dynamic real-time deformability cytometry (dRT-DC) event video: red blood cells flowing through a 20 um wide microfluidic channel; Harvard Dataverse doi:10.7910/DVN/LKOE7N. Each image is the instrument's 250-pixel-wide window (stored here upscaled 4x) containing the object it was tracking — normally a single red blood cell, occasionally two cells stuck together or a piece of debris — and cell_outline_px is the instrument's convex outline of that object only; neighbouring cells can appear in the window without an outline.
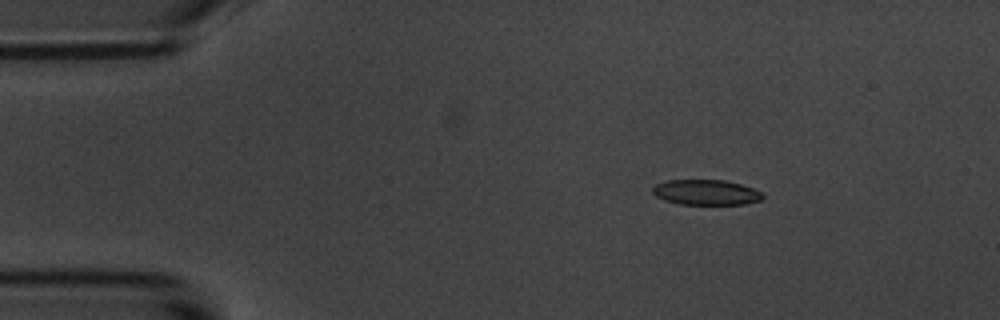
{"species": "common noctule bat (a hibernating species)", "species_latin": "Nyctalus noctula", "temperature_condition": "room temperature", "stored_images_in_passage": 48, "camera_frame_rate_fps": 3000, "um_per_image_px": 0.085, "animal": {"sex": "male", "body_mass_g": 20.1, "forearm_length_mm": 53.5}, "frame": {"image": 1, "passage_image": 1, "time_ms": 0.0, "image_size_px": [1000, 320], "cell_outline_px": [[764, 196], [760, 200], [744, 204], [680, 204], [664, 200], [656, 196], [652, 192], [652, 184], [664, 180], [724, 180], [740, 184], [752, 188], [760, 192]], "centroid_in_image_um": [59.94, 16.34], "position_along_channel_um": 25.1, "area_um2": 16.24}}
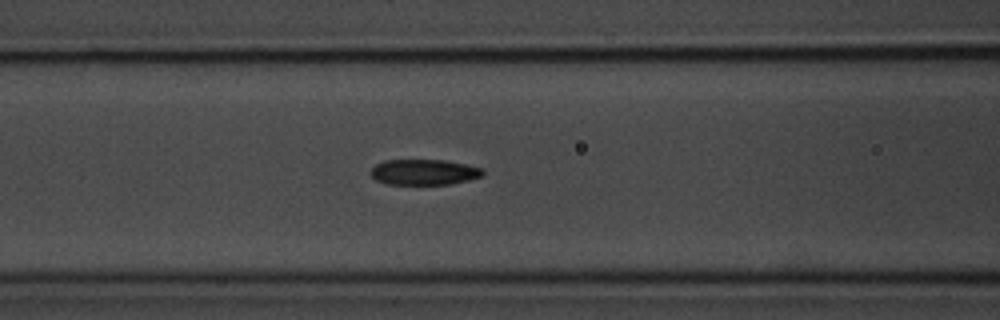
{"frame": {"image": 2, "passage_image": 15, "time_ms": 4.667, "image_size_px": [1000, 320], "cell_outline_px": [[484, 176], [468, 180], [448, 184], [388, 184], [376, 180], [368, 172], [376, 164], [384, 160], [444, 160], [484, 168]], "centroid_in_image_um": [36.04, 14.62], "position_along_channel_um": 130.6, "area_um2": 16.76}}
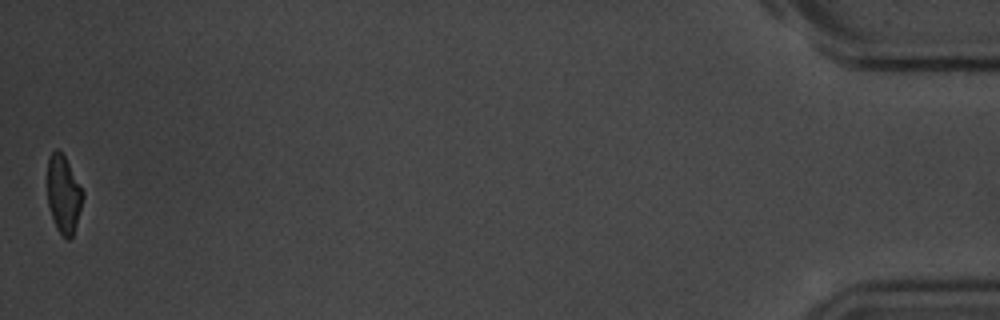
{"frame": {"image": 3, "passage_image": 48, "time_ms": 15.667, "image_size_px": [1000, 320], "cell_outline_px": [[84, 196], [76, 224], [72, 236], [68, 240], [56, 228], [48, 204], [48, 156], [56, 148], [64, 156], [84, 192]], "centroid_in_image_um": [5.4, 16.5], "position_along_channel_um": 429.8, "area_um2": 15.72}, "authors_computed_cell_mechanics": {"area_um2": 17.3689, "velocity_mm_per_s": 3.5941, "shape_relaxation_time_tau1_ms": 3.8067, "shape_relaxation_time_tau2_ms": 2.5609, "deformation_change_tau1": 0.1402, "deformation_change_tau2": 0.0788}}